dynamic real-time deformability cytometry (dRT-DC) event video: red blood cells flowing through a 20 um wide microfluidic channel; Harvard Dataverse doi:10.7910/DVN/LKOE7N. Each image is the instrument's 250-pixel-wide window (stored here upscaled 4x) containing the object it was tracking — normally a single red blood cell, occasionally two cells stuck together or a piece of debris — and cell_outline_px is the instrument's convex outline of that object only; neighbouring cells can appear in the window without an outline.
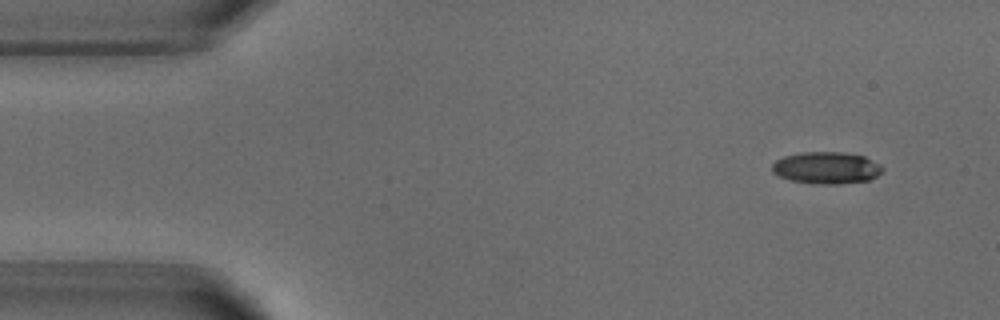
{"species": "common noctule bat (a hibernating species)", "species_latin": "Nyctalus noctula", "temperature_condition": "warm", "stored_images_in_passage": 4, "camera_frame_rate_fps": 3000, "um_per_image_px": 0.085, "animal": {"sex": "male", "body_mass_g": 18.8}, "frame": {"image": 1, "passage_image": 1, "time_ms": 0.0, "image_size_px": [1000, 320], "cell_outline_px": [[884, 168], [876, 176], [868, 180], [840, 184], [812, 184], [788, 180], [772, 172], [772, 164], [776, 160], [784, 156], [800, 152], [844, 152], [864, 156], [880, 164]], "centroid_in_image_um": [70.22, 14.27], "position_along_channel_um": 14.8, "area_um2": 20.69}}
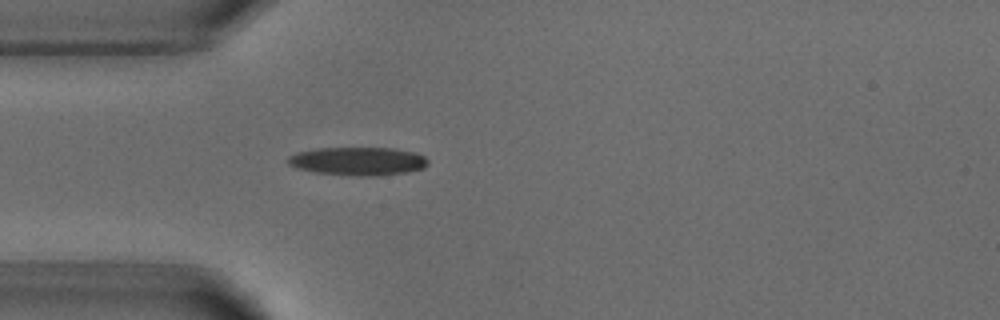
{"frame": {"image": 2, "passage_image": 4, "time_ms": 3.333, "image_size_px": [1000, 320], "cell_outline_px": [[428, 164], [424, 168], [408, 172], [380, 176], [360, 176], [316, 172], [296, 168], [288, 164], [284, 160], [288, 156], [296, 152], [320, 148], [392, 148], [416, 152], [424, 156], [428, 160]], "centroid_in_image_um": [30.43, 13.7], "position_along_channel_um": 54.6, "area_um2": 23.29}}